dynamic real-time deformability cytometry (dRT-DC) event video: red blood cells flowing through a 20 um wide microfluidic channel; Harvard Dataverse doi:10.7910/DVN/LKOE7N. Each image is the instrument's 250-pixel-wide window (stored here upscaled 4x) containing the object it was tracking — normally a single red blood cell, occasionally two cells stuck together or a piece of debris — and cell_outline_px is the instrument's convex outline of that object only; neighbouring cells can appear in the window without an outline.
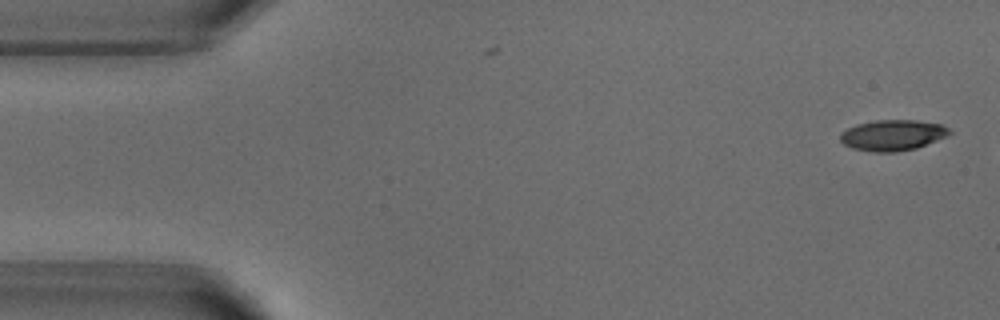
{"species": "common noctule bat (a hibernating species)", "species_latin": "Nyctalus noctula", "temperature_condition": "warm", "stored_images_in_passage": 6, "camera_frame_rate_fps": 3000, "um_per_image_px": 0.085, "animal": {"sex": "male", "body_mass_g": 18.8}, "frame": {"image": 1, "passage_image": 1, "time_ms": 0.0, "image_size_px": [1000, 320], "cell_outline_px": [[952, 132], [948, 136], [916, 148], [896, 152], [872, 152], [852, 148], [844, 144], [840, 140], [840, 132], [856, 124], [876, 120], [916, 120], [940, 124], [948, 128]], "centroid_in_image_um": [75.86, 11.49], "position_along_channel_um": 9.1, "area_um2": 19.65}}